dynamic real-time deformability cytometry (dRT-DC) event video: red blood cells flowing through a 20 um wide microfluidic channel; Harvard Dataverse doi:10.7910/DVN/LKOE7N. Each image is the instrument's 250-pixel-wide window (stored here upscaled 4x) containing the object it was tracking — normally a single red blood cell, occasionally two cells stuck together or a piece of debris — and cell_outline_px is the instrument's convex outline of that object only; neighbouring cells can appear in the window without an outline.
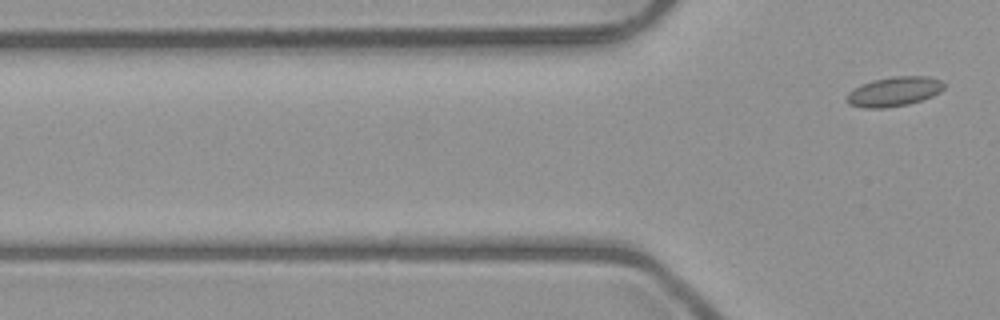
{"species": "common noctule bat (a hibernating species)", "species_latin": "Nyctalus noctula", "temperature_condition": "room temperature", "stored_images_in_passage": 7, "segment_of_instrument_passage": [2, 2], "camera_frame_rate_fps": 3000, "um_per_image_px": 0.085, "animal": {"sex": "male", "body_mass_g": 23.1, "forearm_length_mm": 52.7}, "frame": {"image": 1, "passage_image": 7, "time_ms": 7.0, "image_size_px": [1000, 320], "cell_outline_px": [[944, 88], [940, 92], [932, 96], [908, 104], [884, 108], [864, 108], [848, 104], [844, 100], [848, 92], [860, 84], [872, 80], [892, 76], [928, 76], [940, 80], [944, 84]], "centroid_in_image_um": [75.95, 7.78], "position_along_channel_um": 49.9, "area_um2": 16.88}}